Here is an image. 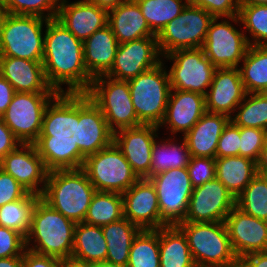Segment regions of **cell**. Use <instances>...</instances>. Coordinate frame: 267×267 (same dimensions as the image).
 <instances>
[{
    "mask_svg": "<svg viewBox=\"0 0 267 267\" xmlns=\"http://www.w3.org/2000/svg\"><path fill=\"white\" fill-rule=\"evenodd\" d=\"M236 267H243L240 263Z\"/></svg>",
    "mask_w": 267,
    "mask_h": 267,
    "instance_id": "obj_62",
    "label": "cell"
},
{
    "mask_svg": "<svg viewBox=\"0 0 267 267\" xmlns=\"http://www.w3.org/2000/svg\"><path fill=\"white\" fill-rule=\"evenodd\" d=\"M123 218L121 193L96 191L91 199L84 223L104 226Z\"/></svg>",
    "mask_w": 267,
    "mask_h": 267,
    "instance_id": "obj_34",
    "label": "cell"
},
{
    "mask_svg": "<svg viewBox=\"0 0 267 267\" xmlns=\"http://www.w3.org/2000/svg\"><path fill=\"white\" fill-rule=\"evenodd\" d=\"M62 267H94V264L79 261L70 257L62 260Z\"/></svg>",
    "mask_w": 267,
    "mask_h": 267,
    "instance_id": "obj_56",
    "label": "cell"
},
{
    "mask_svg": "<svg viewBox=\"0 0 267 267\" xmlns=\"http://www.w3.org/2000/svg\"><path fill=\"white\" fill-rule=\"evenodd\" d=\"M44 27L42 64L48 85L58 93H87L93 78L84 63L83 41L56 18L48 19Z\"/></svg>",
    "mask_w": 267,
    "mask_h": 267,
    "instance_id": "obj_2",
    "label": "cell"
},
{
    "mask_svg": "<svg viewBox=\"0 0 267 267\" xmlns=\"http://www.w3.org/2000/svg\"><path fill=\"white\" fill-rule=\"evenodd\" d=\"M41 196L28 193L24 198L0 207V226L19 232L24 238L31 227L32 211Z\"/></svg>",
    "mask_w": 267,
    "mask_h": 267,
    "instance_id": "obj_37",
    "label": "cell"
},
{
    "mask_svg": "<svg viewBox=\"0 0 267 267\" xmlns=\"http://www.w3.org/2000/svg\"><path fill=\"white\" fill-rule=\"evenodd\" d=\"M162 61L157 36L121 43L118 46L113 66L106 76L128 81Z\"/></svg>",
    "mask_w": 267,
    "mask_h": 267,
    "instance_id": "obj_16",
    "label": "cell"
},
{
    "mask_svg": "<svg viewBox=\"0 0 267 267\" xmlns=\"http://www.w3.org/2000/svg\"><path fill=\"white\" fill-rule=\"evenodd\" d=\"M257 164V172H267V141L264 148L261 150Z\"/></svg>",
    "mask_w": 267,
    "mask_h": 267,
    "instance_id": "obj_55",
    "label": "cell"
},
{
    "mask_svg": "<svg viewBox=\"0 0 267 267\" xmlns=\"http://www.w3.org/2000/svg\"><path fill=\"white\" fill-rule=\"evenodd\" d=\"M21 142L14 136L13 132L0 117V158L15 150Z\"/></svg>",
    "mask_w": 267,
    "mask_h": 267,
    "instance_id": "obj_50",
    "label": "cell"
},
{
    "mask_svg": "<svg viewBox=\"0 0 267 267\" xmlns=\"http://www.w3.org/2000/svg\"><path fill=\"white\" fill-rule=\"evenodd\" d=\"M141 229L123 217L118 221L102 226L107 243V264L127 267L129 252L134 238Z\"/></svg>",
    "mask_w": 267,
    "mask_h": 267,
    "instance_id": "obj_30",
    "label": "cell"
},
{
    "mask_svg": "<svg viewBox=\"0 0 267 267\" xmlns=\"http://www.w3.org/2000/svg\"><path fill=\"white\" fill-rule=\"evenodd\" d=\"M239 263L243 267H267V251L246 255Z\"/></svg>",
    "mask_w": 267,
    "mask_h": 267,
    "instance_id": "obj_52",
    "label": "cell"
},
{
    "mask_svg": "<svg viewBox=\"0 0 267 267\" xmlns=\"http://www.w3.org/2000/svg\"><path fill=\"white\" fill-rule=\"evenodd\" d=\"M163 62L128 80L131 99L138 121L160 126L164 119L171 85Z\"/></svg>",
    "mask_w": 267,
    "mask_h": 267,
    "instance_id": "obj_6",
    "label": "cell"
},
{
    "mask_svg": "<svg viewBox=\"0 0 267 267\" xmlns=\"http://www.w3.org/2000/svg\"><path fill=\"white\" fill-rule=\"evenodd\" d=\"M4 16H5V11L3 10V8L0 5V34H1V27H2V24H3Z\"/></svg>",
    "mask_w": 267,
    "mask_h": 267,
    "instance_id": "obj_58",
    "label": "cell"
},
{
    "mask_svg": "<svg viewBox=\"0 0 267 267\" xmlns=\"http://www.w3.org/2000/svg\"><path fill=\"white\" fill-rule=\"evenodd\" d=\"M29 192L11 175L0 169V207L24 198Z\"/></svg>",
    "mask_w": 267,
    "mask_h": 267,
    "instance_id": "obj_48",
    "label": "cell"
},
{
    "mask_svg": "<svg viewBox=\"0 0 267 267\" xmlns=\"http://www.w3.org/2000/svg\"><path fill=\"white\" fill-rule=\"evenodd\" d=\"M235 206L246 214L267 221V183L260 174L235 198Z\"/></svg>",
    "mask_w": 267,
    "mask_h": 267,
    "instance_id": "obj_40",
    "label": "cell"
},
{
    "mask_svg": "<svg viewBox=\"0 0 267 267\" xmlns=\"http://www.w3.org/2000/svg\"><path fill=\"white\" fill-rule=\"evenodd\" d=\"M239 5H267V0H238Z\"/></svg>",
    "mask_w": 267,
    "mask_h": 267,
    "instance_id": "obj_57",
    "label": "cell"
},
{
    "mask_svg": "<svg viewBox=\"0 0 267 267\" xmlns=\"http://www.w3.org/2000/svg\"><path fill=\"white\" fill-rule=\"evenodd\" d=\"M240 149V127L231 120L224 127L218 140L215 158L227 156H239Z\"/></svg>",
    "mask_w": 267,
    "mask_h": 267,
    "instance_id": "obj_45",
    "label": "cell"
},
{
    "mask_svg": "<svg viewBox=\"0 0 267 267\" xmlns=\"http://www.w3.org/2000/svg\"><path fill=\"white\" fill-rule=\"evenodd\" d=\"M206 112L205 96L190 91L171 90L166 112L160 127L166 126L171 134L183 136L199 121Z\"/></svg>",
    "mask_w": 267,
    "mask_h": 267,
    "instance_id": "obj_24",
    "label": "cell"
},
{
    "mask_svg": "<svg viewBox=\"0 0 267 267\" xmlns=\"http://www.w3.org/2000/svg\"><path fill=\"white\" fill-rule=\"evenodd\" d=\"M229 121L226 115L206 111L183 136L191 156L215 158L218 140Z\"/></svg>",
    "mask_w": 267,
    "mask_h": 267,
    "instance_id": "obj_26",
    "label": "cell"
},
{
    "mask_svg": "<svg viewBox=\"0 0 267 267\" xmlns=\"http://www.w3.org/2000/svg\"><path fill=\"white\" fill-rule=\"evenodd\" d=\"M150 30L157 36L173 19L179 16L187 0H135Z\"/></svg>",
    "mask_w": 267,
    "mask_h": 267,
    "instance_id": "obj_36",
    "label": "cell"
},
{
    "mask_svg": "<svg viewBox=\"0 0 267 267\" xmlns=\"http://www.w3.org/2000/svg\"><path fill=\"white\" fill-rule=\"evenodd\" d=\"M108 25L119 44L156 36L149 28L135 0L108 11Z\"/></svg>",
    "mask_w": 267,
    "mask_h": 267,
    "instance_id": "obj_28",
    "label": "cell"
},
{
    "mask_svg": "<svg viewBox=\"0 0 267 267\" xmlns=\"http://www.w3.org/2000/svg\"><path fill=\"white\" fill-rule=\"evenodd\" d=\"M90 3L96 4L98 7L107 11L132 0H88Z\"/></svg>",
    "mask_w": 267,
    "mask_h": 267,
    "instance_id": "obj_53",
    "label": "cell"
},
{
    "mask_svg": "<svg viewBox=\"0 0 267 267\" xmlns=\"http://www.w3.org/2000/svg\"><path fill=\"white\" fill-rule=\"evenodd\" d=\"M187 2L203 8L213 17H233L239 14L238 0H187Z\"/></svg>",
    "mask_w": 267,
    "mask_h": 267,
    "instance_id": "obj_47",
    "label": "cell"
},
{
    "mask_svg": "<svg viewBox=\"0 0 267 267\" xmlns=\"http://www.w3.org/2000/svg\"><path fill=\"white\" fill-rule=\"evenodd\" d=\"M218 19L222 17H214L210 22L202 46L204 54L216 68H238L250 46L251 38L231 25V21L236 24L241 23L238 15L224 17L221 22H217Z\"/></svg>",
    "mask_w": 267,
    "mask_h": 267,
    "instance_id": "obj_11",
    "label": "cell"
},
{
    "mask_svg": "<svg viewBox=\"0 0 267 267\" xmlns=\"http://www.w3.org/2000/svg\"><path fill=\"white\" fill-rule=\"evenodd\" d=\"M118 46L119 42L109 25L83 41L84 63L93 79L111 70Z\"/></svg>",
    "mask_w": 267,
    "mask_h": 267,
    "instance_id": "obj_27",
    "label": "cell"
},
{
    "mask_svg": "<svg viewBox=\"0 0 267 267\" xmlns=\"http://www.w3.org/2000/svg\"><path fill=\"white\" fill-rule=\"evenodd\" d=\"M257 173L260 174L267 183V172H257Z\"/></svg>",
    "mask_w": 267,
    "mask_h": 267,
    "instance_id": "obj_61",
    "label": "cell"
},
{
    "mask_svg": "<svg viewBox=\"0 0 267 267\" xmlns=\"http://www.w3.org/2000/svg\"><path fill=\"white\" fill-rule=\"evenodd\" d=\"M38 16L5 13L0 34V57L42 61L44 53L43 24Z\"/></svg>",
    "mask_w": 267,
    "mask_h": 267,
    "instance_id": "obj_7",
    "label": "cell"
},
{
    "mask_svg": "<svg viewBox=\"0 0 267 267\" xmlns=\"http://www.w3.org/2000/svg\"><path fill=\"white\" fill-rule=\"evenodd\" d=\"M106 257L107 243L102 227L76 223L72 258L96 265L105 263Z\"/></svg>",
    "mask_w": 267,
    "mask_h": 267,
    "instance_id": "obj_32",
    "label": "cell"
},
{
    "mask_svg": "<svg viewBox=\"0 0 267 267\" xmlns=\"http://www.w3.org/2000/svg\"><path fill=\"white\" fill-rule=\"evenodd\" d=\"M235 207V197L216 177L193 188L182 222H224Z\"/></svg>",
    "mask_w": 267,
    "mask_h": 267,
    "instance_id": "obj_15",
    "label": "cell"
},
{
    "mask_svg": "<svg viewBox=\"0 0 267 267\" xmlns=\"http://www.w3.org/2000/svg\"><path fill=\"white\" fill-rule=\"evenodd\" d=\"M86 94L100 108L113 133L142 125L134 110L127 81L98 76L92 80Z\"/></svg>",
    "mask_w": 267,
    "mask_h": 267,
    "instance_id": "obj_8",
    "label": "cell"
},
{
    "mask_svg": "<svg viewBox=\"0 0 267 267\" xmlns=\"http://www.w3.org/2000/svg\"><path fill=\"white\" fill-rule=\"evenodd\" d=\"M192 187L202 186L213 180L215 175V158L193 157L187 166Z\"/></svg>",
    "mask_w": 267,
    "mask_h": 267,
    "instance_id": "obj_44",
    "label": "cell"
},
{
    "mask_svg": "<svg viewBox=\"0 0 267 267\" xmlns=\"http://www.w3.org/2000/svg\"><path fill=\"white\" fill-rule=\"evenodd\" d=\"M236 111L237 113L230 118L236 126L267 131V99L259 93H247Z\"/></svg>",
    "mask_w": 267,
    "mask_h": 267,
    "instance_id": "obj_39",
    "label": "cell"
},
{
    "mask_svg": "<svg viewBox=\"0 0 267 267\" xmlns=\"http://www.w3.org/2000/svg\"><path fill=\"white\" fill-rule=\"evenodd\" d=\"M95 192V187L82 168L52 170L48 172L41 198L64 217L81 223Z\"/></svg>",
    "mask_w": 267,
    "mask_h": 267,
    "instance_id": "obj_4",
    "label": "cell"
},
{
    "mask_svg": "<svg viewBox=\"0 0 267 267\" xmlns=\"http://www.w3.org/2000/svg\"><path fill=\"white\" fill-rule=\"evenodd\" d=\"M157 131H159L158 126L142 124L114 133L113 142L122 151L139 178L150 177L152 148L159 138Z\"/></svg>",
    "mask_w": 267,
    "mask_h": 267,
    "instance_id": "obj_21",
    "label": "cell"
},
{
    "mask_svg": "<svg viewBox=\"0 0 267 267\" xmlns=\"http://www.w3.org/2000/svg\"><path fill=\"white\" fill-rule=\"evenodd\" d=\"M15 93L12 85L0 75V117L6 112Z\"/></svg>",
    "mask_w": 267,
    "mask_h": 267,
    "instance_id": "obj_51",
    "label": "cell"
},
{
    "mask_svg": "<svg viewBox=\"0 0 267 267\" xmlns=\"http://www.w3.org/2000/svg\"><path fill=\"white\" fill-rule=\"evenodd\" d=\"M61 0H0L5 13L56 18ZM47 12V13H45Z\"/></svg>",
    "mask_w": 267,
    "mask_h": 267,
    "instance_id": "obj_42",
    "label": "cell"
},
{
    "mask_svg": "<svg viewBox=\"0 0 267 267\" xmlns=\"http://www.w3.org/2000/svg\"><path fill=\"white\" fill-rule=\"evenodd\" d=\"M123 217L141 230H157L168 224L162 219L157 191L149 178H139L122 193Z\"/></svg>",
    "mask_w": 267,
    "mask_h": 267,
    "instance_id": "obj_17",
    "label": "cell"
},
{
    "mask_svg": "<svg viewBox=\"0 0 267 267\" xmlns=\"http://www.w3.org/2000/svg\"><path fill=\"white\" fill-rule=\"evenodd\" d=\"M242 26L249 31L250 46H267V5H239Z\"/></svg>",
    "mask_w": 267,
    "mask_h": 267,
    "instance_id": "obj_41",
    "label": "cell"
},
{
    "mask_svg": "<svg viewBox=\"0 0 267 267\" xmlns=\"http://www.w3.org/2000/svg\"><path fill=\"white\" fill-rule=\"evenodd\" d=\"M25 238L14 230L0 226V258L23 256Z\"/></svg>",
    "mask_w": 267,
    "mask_h": 267,
    "instance_id": "obj_46",
    "label": "cell"
},
{
    "mask_svg": "<svg viewBox=\"0 0 267 267\" xmlns=\"http://www.w3.org/2000/svg\"><path fill=\"white\" fill-rule=\"evenodd\" d=\"M181 142L179 145L170 138L163 139L161 143L155 141L151 153L150 177L166 170L188 166L191 154L184 138Z\"/></svg>",
    "mask_w": 267,
    "mask_h": 267,
    "instance_id": "obj_33",
    "label": "cell"
},
{
    "mask_svg": "<svg viewBox=\"0 0 267 267\" xmlns=\"http://www.w3.org/2000/svg\"><path fill=\"white\" fill-rule=\"evenodd\" d=\"M254 160L242 156L215 158V175L227 190L237 198L257 175Z\"/></svg>",
    "mask_w": 267,
    "mask_h": 267,
    "instance_id": "obj_29",
    "label": "cell"
},
{
    "mask_svg": "<svg viewBox=\"0 0 267 267\" xmlns=\"http://www.w3.org/2000/svg\"><path fill=\"white\" fill-rule=\"evenodd\" d=\"M75 225L40 197L32 211L31 227L25 237L26 248L61 260L70 258ZM32 240L36 244H32Z\"/></svg>",
    "mask_w": 267,
    "mask_h": 267,
    "instance_id": "obj_3",
    "label": "cell"
},
{
    "mask_svg": "<svg viewBox=\"0 0 267 267\" xmlns=\"http://www.w3.org/2000/svg\"><path fill=\"white\" fill-rule=\"evenodd\" d=\"M160 267H197L187 238L177 225L159 228Z\"/></svg>",
    "mask_w": 267,
    "mask_h": 267,
    "instance_id": "obj_31",
    "label": "cell"
},
{
    "mask_svg": "<svg viewBox=\"0 0 267 267\" xmlns=\"http://www.w3.org/2000/svg\"><path fill=\"white\" fill-rule=\"evenodd\" d=\"M114 133L100 108L86 93H78V142L80 152L87 157L110 146Z\"/></svg>",
    "mask_w": 267,
    "mask_h": 267,
    "instance_id": "obj_19",
    "label": "cell"
},
{
    "mask_svg": "<svg viewBox=\"0 0 267 267\" xmlns=\"http://www.w3.org/2000/svg\"><path fill=\"white\" fill-rule=\"evenodd\" d=\"M127 267H160L159 229L138 233L130 248Z\"/></svg>",
    "mask_w": 267,
    "mask_h": 267,
    "instance_id": "obj_38",
    "label": "cell"
},
{
    "mask_svg": "<svg viewBox=\"0 0 267 267\" xmlns=\"http://www.w3.org/2000/svg\"><path fill=\"white\" fill-rule=\"evenodd\" d=\"M56 19L77 39L84 41L108 25V11L88 0L72 3L61 0Z\"/></svg>",
    "mask_w": 267,
    "mask_h": 267,
    "instance_id": "obj_23",
    "label": "cell"
},
{
    "mask_svg": "<svg viewBox=\"0 0 267 267\" xmlns=\"http://www.w3.org/2000/svg\"><path fill=\"white\" fill-rule=\"evenodd\" d=\"M1 169L16 179L29 193L38 196L43 194L49 171L34 144L21 143L9 152L1 160Z\"/></svg>",
    "mask_w": 267,
    "mask_h": 267,
    "instance_id": "obj_18",
    "label": "cell"
},
{
    "mask_svg": "<svg viewBox=\"0 0 267 267\" xmlns=\"http://www.w3.org/2000/svg\"><path fill=\"white\" fill-rule=\"evenodd\" d=\"M57 94L30 92L14 94L1 118L22 144H33L38 139L46 107Z\"/></svg>",
    "mask_w": 267,
    "mask_h": 267,
    "instance_id": "obj_12",
    "label": "cell"
},
{
    "mask_svg": "<svg viewBox=\"0 0 267 267\" xmlns=\"http://www.w3.org/2000/svg\"><path fill=\"white\" fill-rule=\"evenodd\" d=\"M267 141V131L259 128L240 127L239 156L258 161Z\"/></svg>",
    "mask_w": 267,
    "mask_h": 267,
    "instance_id": "obj_43",
    "label": "cell"
},
{
    "mask_svg": "<svg viewBox=\"0 0 267 267\" xmlns=\"http://www.w3.org/2000/svg\"><path fill=\"white\" fill-rule=\"evenodd\" d=\"M0 267H24L23 256L0 258Z\"/></svg>",
    "mask_w": 267,
    "mask_h": 267,
    "instance_id": "obj_54",
    "label": "cell"
},
{
    "mask_svg": "<svg viewBox=\"0 0 267 267\" xmlns=\"http://www.w3.org/2000/svg\"><path fill=\"white\" fill-rule=\"evenodd\" d=\"M149 179L157 191L162 219L168 225L182 222L193 192L187 167L166 170Z\"/></svg>",
    "mask_w": 267,
    "mask_h": 267,
    "instance_id": "obj_14",
    "label": "cell"
},
{
    "mask_svg": "<svg viewBox=\"0 0 267 267\" xmlns=\"http://www.w3.org/2000/svg\"><path fill=\"white\" fill-rule=\"evenodd\" d=\"M0 75L15 92L58 93L48 85L42 61L0 57Z\"/></svg>",
    "mask_w": 267,
    "mask_h": 267,
    "instance_id": "obj_25",
    "label": "cell"
},
{
    "mask_svg": "<svg viewBox=\"0 0 267 267\" xmlns=\"http://www.w3.org/2000/svg\"><path fill=\"white\" fill-rule=\"evenodd\" d=\"M209 87L205 95L206 111L229 118L247 94L237 67L217 68Z\"/></svg>",
    "mask_w": 267,
    "mask_h": 267,
    "instance_id": "obj_22",
    "label": "cell"
},
{
    "mask_svg": "<svg viewBox=\"0 0 267 267\" xmlns=\"http://www.w3.org/2000/svg\"><path fill=\"white\" fill-rule=\"evenodd\" d=\"M78 142V93H58L48 104L33 143L48 171L81 169L86 157Z\"/></svg>",
    "mask_w": 267,
    "mask_h": 267,
    "instance_id": "obj_1",
    "label": "cell"
},
{
    "mask_svg": "<svg viewBox=\"0 0 267 267\" xmlns=\"http://www.w3.org/2000/svg\"><path fill=\"white\" fill-rule=\"evenodd\" d=\"M94 267H117V266H113L107 263H101V264L94 265Z\"/></svg>",
    "mask_w": 267,
    "mask_h": 267,
    "instance_id": "obj_59",
    "label": "cell"
},
{
    "mask_svg": "<svg viewBox=\"0 0 267 267\" xmlns=\"http://www.w3.org/2000/svg\"><path fill=\"white\" fill-rule=\"evenodd\" d=\"M232 250L240 261L246 255L267 251V221L234 207L225 218Z\"/></svg>",
    "mask_w": 267,
    "mask_h": 267,
    "instance_id": "obj_20",
    "label": "cell"
},
{
    "mask_svg": "<svg viewBox=\"0 0 267 267\" xmlns=\"http://www.w3.org/2000/svg\"><path fill=\"white\" fill-rule=\"evenodd\" d=\"M197 267H236L225 222H179Z\"/></svg>",
    "mask_w": 267,
    "mask_h": 267,
    "instance_id": "obj_5",
    "label": "cell"
},
{
    "mask_svg": "<svg viewBox=\"0 0 267 267\" xmlns=\"http://www.w3.org/2000/svg\"><path fill=\"white\" fill-rule=\"evenodd\" d=\"M23 265L24 267H62V260L26 248L23 253Z\"/></svg>",
    "mask_w": 267,
    "mask_h": 267,
    "instance_id": "obj_49",
    "label": "cell"
},
{
    "mask_svg": "<svg viewBox=\"0 0 267 267\" xmlns=\"http://www.w3.org/2000/svg\"><path fill=\"white\" fill-rule=\"evenodd\" d=\"M239 67L247 93H259L267 87V46H249Z\"/></svg>",
    "mask_w": 267,
    "mask_h": 267,
    "instance_id": "obj_35",
    "label": "cell"
},
{
    "mask_svg": "<svg viewBox=\"0 0 267 267\" xmlns=\"http://www.w3.org/2000/svg\"><path fill=\"white\" fill-rule=\"evenodd\" d=\"M214 17L203 8L187 4L182 13L157 35L162 56L179 49L202 48Z\"/></svg>",
    "mask_w": 267,
    "mask_h": 267,
    "instance_id": "obj_10",
    "label": "cell"
},
{
    "mask_svg": "<svg viewBox=\"0 0 267 267\" xmlns=\"http://www.w3.org/2000/svg\"><path fill=\"white\" fill-rule=\"evenodd\" d=\"M259 94L267 99V87L263 88Z\"/></svg>",
    "mask_w": 267,
    "mask_h": 267,
    "instance_id": "obj_60",
    "label": "cell"
},
{
    "mask_svg": "<svg viewBox=\"0 0 267 267\" xmlns=\"http://www.w3.org/2000/svg\"><path fill=\"white\" fill-rule=\"evenodd\" d=\"M162 57L173 61L168 71L171 90L206 95L217 68L206 57L202 48L179 49Z\"/></svg>",
    "mask_w": 267,
    "mask_h": 267,
    "instance_id": "obj_13",
    "label": "cell"
},
{
    "mask_svg": "<svg viewBox=\"0 0 267 267\" xmlns=\"http://www.w3.org/2000/svg\"><path fill=\"white\" fill-rule=\"evenodd\" d=\"M82 169L87 173L96 191L122 194L139 179L114 142L88 155Z\"/></svg>",
    "mask_w": 267,
    "mask_h": 267,
    "instance_id": "obj_9",
    "label": "cell"
}]
</instances>
